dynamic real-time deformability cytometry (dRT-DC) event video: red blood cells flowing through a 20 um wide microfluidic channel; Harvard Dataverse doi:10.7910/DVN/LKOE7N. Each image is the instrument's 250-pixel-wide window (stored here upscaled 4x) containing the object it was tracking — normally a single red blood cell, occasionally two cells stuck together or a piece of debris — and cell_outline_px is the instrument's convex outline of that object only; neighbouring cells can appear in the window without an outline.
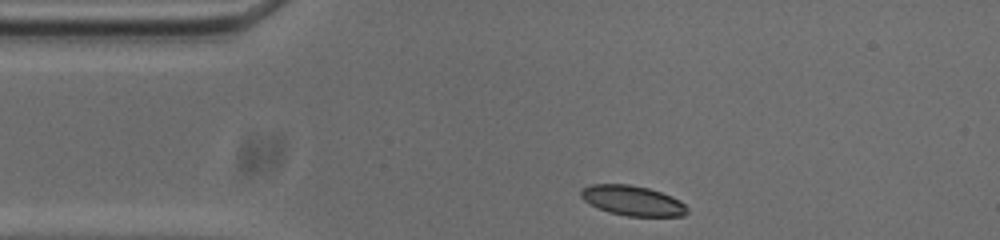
{"species": "common noctule bat (a hibernating species)", "species_latin": "Nyctalus noctula", "temperature_condition": "cold", "stored_images_in_passage": 35, "camera_frame_rate_fps": 3000, "um_per_image_px": 0.085, "animal": {"sex": "male", "body_mass_g": 20.0, "forearm_length_mm": 53.3}, "frame": {"image": 1, "passage_image": 1, "time_ms": 0.0, "image_size_px": [1000, 240], "cell_outline_px": [[688, 212], [684, 216], [628, 216], [608, 212], [584, 200], [580, 196], [580, 188], [592, 184], [628, 184], [648, 188], [672, 196], [680, 200], [688, 208]], "centroid_in_image_um": [53.78, 17.05], "position_along_channel_um": 31.2, "area_um2": 18.55}}
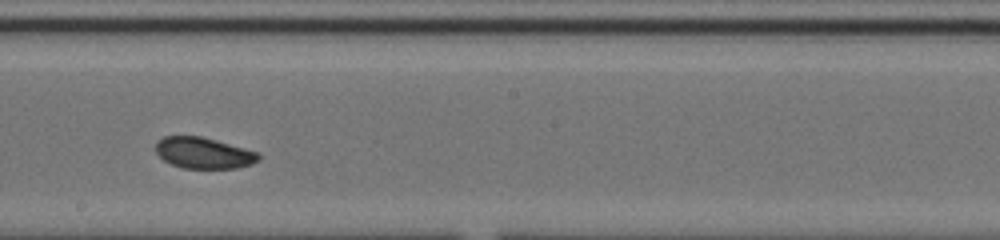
{"frame": {"image": 2, "passage_image": 20, "time_ms": 6.333, "image_size_px": [1000, 240], "cell_outline_px": [[260, 160], [252, 164], [236, 168], [184, 168], [172, 164], [164, 160], [156, 152], [156, 140], [164, 136], [200, 136], [244, 148], [256, 152], [260, 156]], "centroid_in_image_um": [17.29, 13.0], "position_along_channel_um": 230.9, "area_um2": 18.5}}
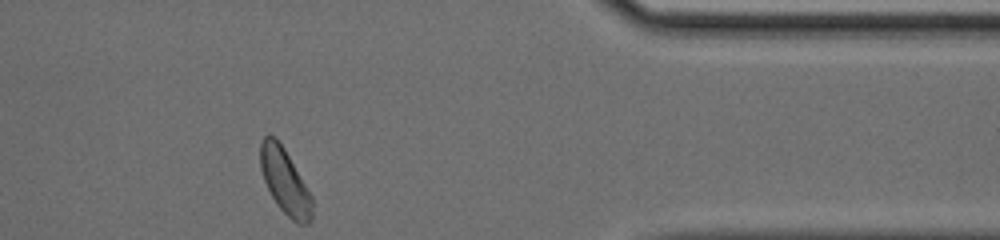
{"frame": {"image": 3, "passage_image": 35, "time_ms": 11.333, "image_size_px": [1000, 240], "cell_outline_px": [[312, 220], [308, 224], [296, 224], [280, 208], [272, 196], [264, 180], [260, 168], [260, 144], [264, 136], [268, 132], [276, 136], [284, 148], [312, 196]], "centroid_in_image_um": [24.21, 15.39], "position_along_channel_um": 387.2, "area_um2": 19.71}, "authors_computed_cell_mechanics": {"area_um2": 19.074, "velocity_mm_per_s": 3.6983, "shape_relaxation_time_tau1_ms": 3.8225, "shape_relaxation_time_tau2_ms": 6.1443, "deformation_change_tau1": 0.0894, "deformation_change_tau2": 0.0983}}